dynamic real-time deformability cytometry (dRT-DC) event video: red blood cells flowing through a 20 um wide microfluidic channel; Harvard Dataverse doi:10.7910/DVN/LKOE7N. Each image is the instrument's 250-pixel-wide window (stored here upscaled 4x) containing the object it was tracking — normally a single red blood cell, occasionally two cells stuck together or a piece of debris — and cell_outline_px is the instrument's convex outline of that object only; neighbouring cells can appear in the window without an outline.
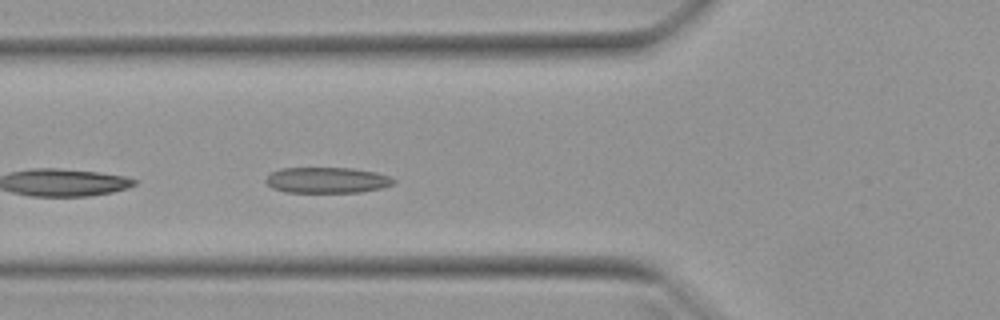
{"species": "Egyptian fruit bat (a non-hibernating species)", "species_latin": "Rousettus aegyptiacus", "temperature_condition": "warm", "stored_images_in_passage": 20, "camera_frame_rate_fps": 3000, "um_per_image_px": 0.085, "animal": {"sex": "female"}, "frame": {"image": 1, "passage_image": 15, "time_ms": 4.667, "image_size_px": [1000, 320], "cell_outline_px": [[396, 180], [392, 184], [384, 188], [360, 192], [284, 192], [272, 188], [264, 180], [272, 172], [280, 168], [352, 168], [376, 172], [392, 176]], "centroid_in_image_um": [27.83, 15.31], "position_along_channel_um": 98.0, "area_um2": 19.36}}